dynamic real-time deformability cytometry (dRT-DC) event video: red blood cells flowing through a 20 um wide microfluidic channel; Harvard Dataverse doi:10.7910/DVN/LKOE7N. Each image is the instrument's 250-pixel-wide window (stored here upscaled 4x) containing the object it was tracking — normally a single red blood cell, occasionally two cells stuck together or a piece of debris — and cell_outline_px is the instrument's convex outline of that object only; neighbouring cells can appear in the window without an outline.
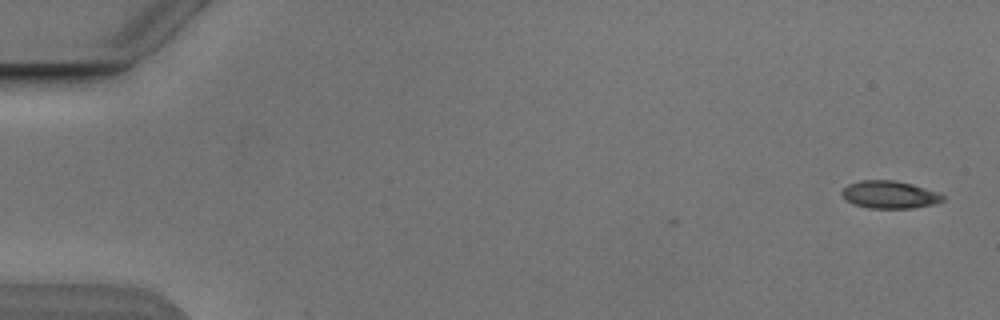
{"species": "Egyptian fruit bat (a non-hibernating species)", "species_latin": "Rousettus aegyptiacus", "temperature_condition": "cold", "stored_images_in_passage": 4, "camera_frame_rate_fps": 3000, "um_per_image_px": 0.085, "animal": {"sex": "male"}, "frame": {"image": 1, "passage_image": 1, "time_ms": 0.0, "image_size_px": [1000, 320], "cell_outline_px": [[944, 200], [936, 204], [912, 208], [868, 208], [852, 204], [840, 192], [848, 184], [860, 180], [896, 180], [912, 184], [940, 192], [944, 196]], "centroid_in_image_um": [75.65, 16.54], "position_along_channel_um": 9.4, "area_um2": 16.36}}
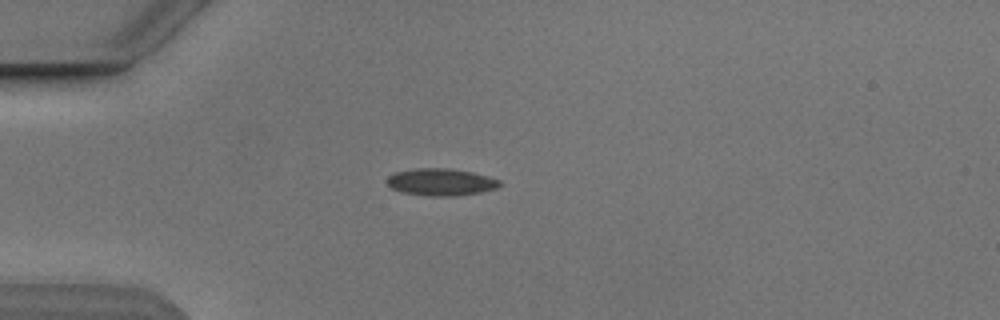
{"frame": {"image": 2, "passage_image": 4, "time_ms": 4.333, "image_size_px": [1000, 320], "cell_outline_px": [[500, 184], [496, 188], [480, 192], [456, 196], [428, 196], [400, 192], [392, 188], [388, 184], [388, 176], [396, 172], [416, 168], [448, 168], [472, 172], [500, 180]], "centroid_in_image_um": [37.46, 15.48], "position_along_channel_um": 47.5, "area_um2": 17.69}}